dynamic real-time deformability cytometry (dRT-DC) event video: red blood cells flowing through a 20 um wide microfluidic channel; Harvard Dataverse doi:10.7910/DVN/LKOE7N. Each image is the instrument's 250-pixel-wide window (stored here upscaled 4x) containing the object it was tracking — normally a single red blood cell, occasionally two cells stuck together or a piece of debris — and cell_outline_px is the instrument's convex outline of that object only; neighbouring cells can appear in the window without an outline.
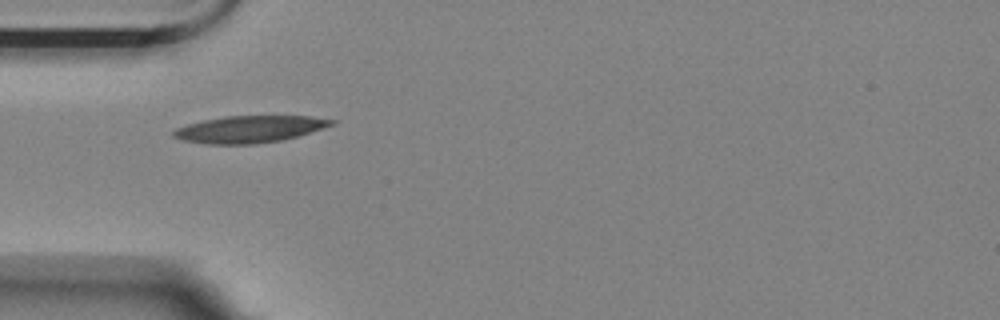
{"species": "Egyptian fruit bat (a non-hibernating species)", "species_latin": "Rousettus aegyptiacus", "temperature_condition": "room temperature", "stored_images_in_passage": 2, "camera_frame_rate_fps": 3000, "um_per_image_px": 0.085, "animal": {"sex": "female"}, "frame": {"image": 1, "passage_image": 1, "time_ms": 0.0, "image_size_px": [1000, 320], "cell_outline_px": [[336, 124], [300, 136], [284, 140], [252, 144], [208, 144], [184, 140], [172, 136], [172, 132], [176, 128], [188, 124], [204, 120], [224, 116], [312, 116], [336, 120]], "centroid_in_image_um": [21.27, 10.98], "position_along_channel_um": 63.7, "area_um2": 24.91}}
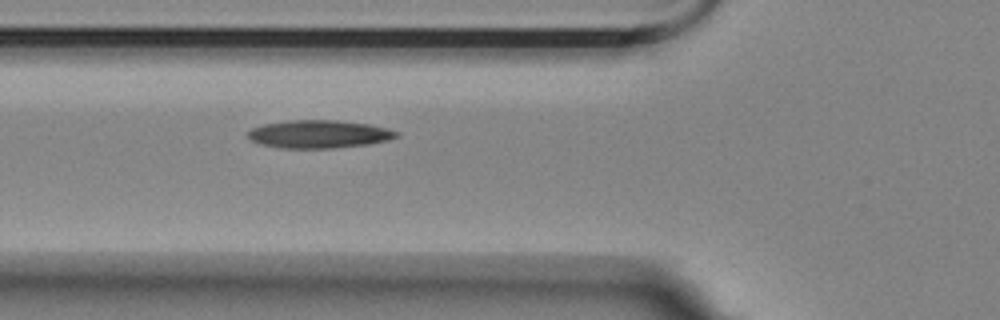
{"frame": {"image": 2, "passage_image": 2, "time_ms": 0.333, "image_size_px": [1000, 320], "cell_outline_px": [[400, 136], [388, 140], [368, 144], [332, 148], [280, 148], [260, 144], [252, 140], [248, 136], [248, 132], [252, 128], [264, 124], [288, 120], [336, 120], [368, 124], [400, 132]], "centroid_in_image_um": [27.11, 11.4], "position_along_channel_um": 98.7, "area_um2": 24.1}}